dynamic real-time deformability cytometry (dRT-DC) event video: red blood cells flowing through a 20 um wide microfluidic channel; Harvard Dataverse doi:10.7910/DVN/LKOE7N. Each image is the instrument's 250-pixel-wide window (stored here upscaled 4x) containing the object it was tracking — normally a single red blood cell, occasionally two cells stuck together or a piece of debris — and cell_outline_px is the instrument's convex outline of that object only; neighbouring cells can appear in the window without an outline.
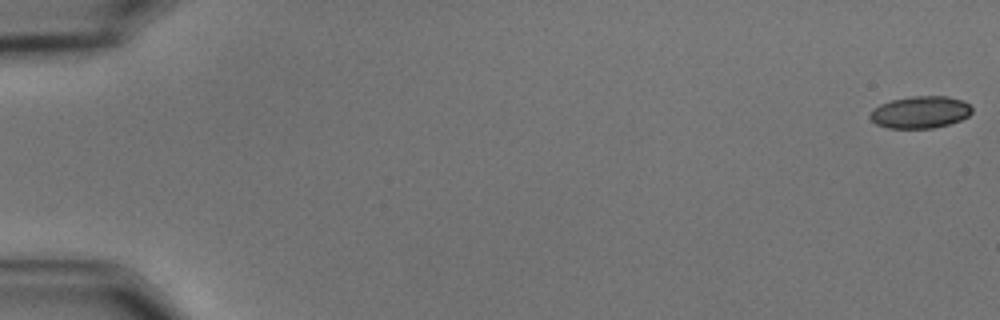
{"species": "common noctule bat (a hibernating species)", "species_latin": "Nyctalus noctula", "temperature_condition": "cold", "stored_images_in_passage": 58, "camera_frame_rate_fps": 3000, "um_per_image_px": 0.085, "animal": {"sex": "male", "body_mass_g": 15.6}, "frame": {"image": 1, "passage_image": 1, "time_ms": 0.0, "image_size_px": [1000, 320], "cell_outline_px": [[972, 112], [968, 116], [960, 120], [948, 124], [932, 128], [888, 128], [876, 124], [868, 116], [872, 108], [880, 104], [892, 100], [912, 96], [948, 96], [964, 100], [972, 108]], "centroid_in_image_um": [78.21, 9.53], "position_along_channel_um": 6.8, "area_um2": 19.13}}
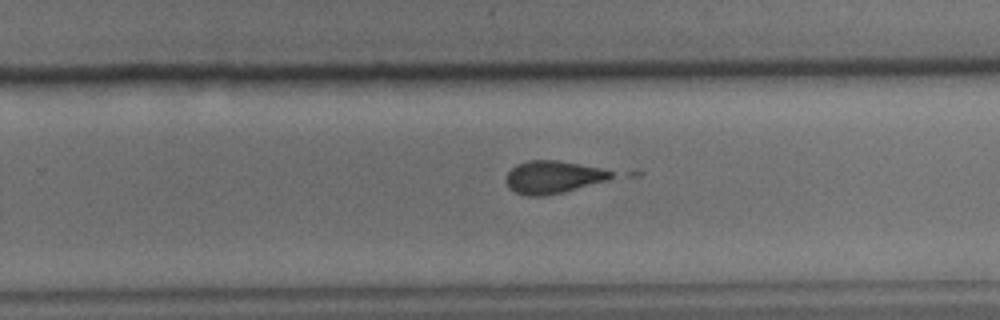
{"frame": {"image": 2, "passage_image": 38, "time_ms": 12.333, "image_size_px": [1000, 320], "cell_outline_px": [[616, 176], [608, 180], [544, 196], [528, 196], [516, 192], [508, 188], [504, 180], [504, 176], [516, 164], [528, 160], [556, 160], [600, 168], [612, 172]], "centroid_in_image_um": [46.95, 15.05], "position_along_channel_um": 282.9, "area_um2": 19.94}}
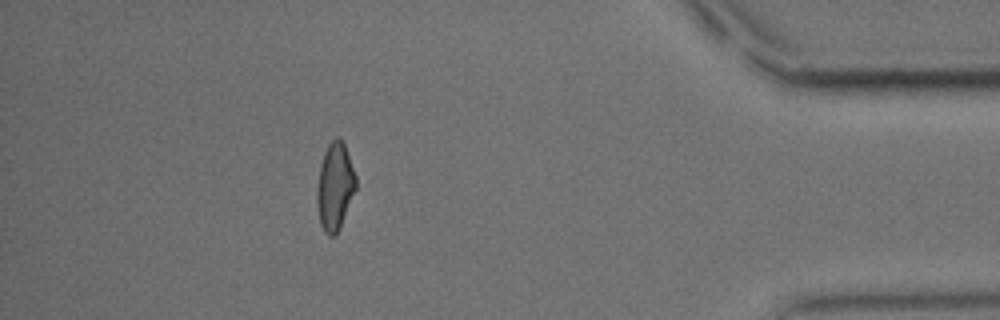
{"frame": {"image": 3, "passage_image": 52, "time_ms": 17.0, "image_size_px": [1000, 320], "cell_outline_px": [[356, 188], [340, 228], [332, 236], [328, 236], [324, 232], [320, 224], [316, 204], [316, 188], [320, 164], [324, 152], [328, 144], [336, 136], [340, 136], [344, 144], [356, 176]], "centroid_in_image_um": [28.44, 15.84], "position_along_channel_um": 406.8, "area_um2": 19.94}}